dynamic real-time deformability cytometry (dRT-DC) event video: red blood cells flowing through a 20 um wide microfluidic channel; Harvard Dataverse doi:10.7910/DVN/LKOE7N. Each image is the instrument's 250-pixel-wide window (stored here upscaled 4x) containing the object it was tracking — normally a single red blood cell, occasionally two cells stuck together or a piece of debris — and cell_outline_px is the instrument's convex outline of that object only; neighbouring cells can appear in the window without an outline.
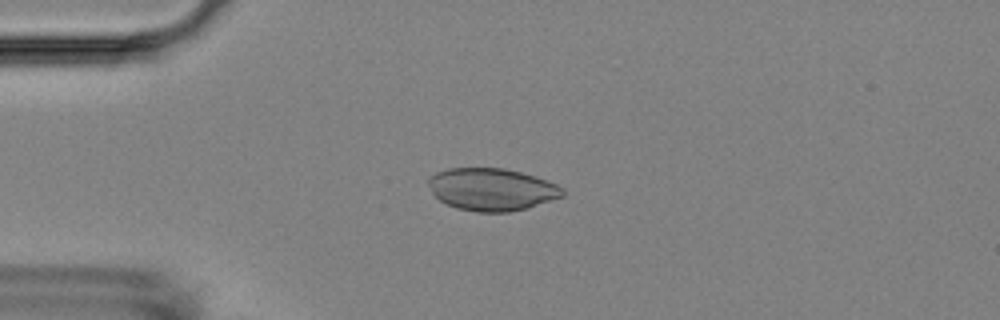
{"species": "Egyptian fruit bat (a non-hibernating species)", "species_latin": "Rousettus aegyptiacus", "temperature_condition": "room temperature", "stored_images_in_passage": 47, "camera_frame_rate_fps": 3000, "um_per_image_px": 0.085, "animal": {"sex": "female"}, "frame": {"image": 1, "passage_image": 14, "time_ms": 4.333, "image_size_px": [1000, 320], "cell_outline_px": [[564, 196], [528, 208], [508, 212], [476, 212], [456, 208], [440, 200], [432, 192], [428, 184], [428, 180], [436, 172], [448, 168], [504, 168], [536, 176], [556, 184], [564, 188]], "centroid_in_image_um": [41.82, 16.1], "position_along_channel_um": 43.2, "area_um2": 33.18}}
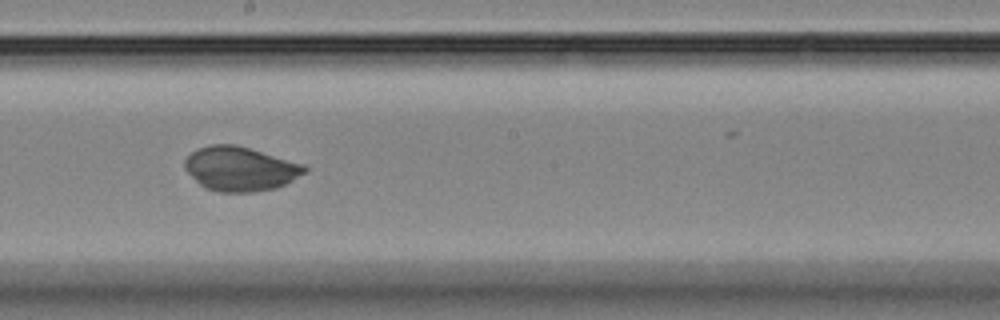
{"frame": {"image": 2, "passage_image": 31, "time_ms": 10.0, "image_size_px": [1000, 320], "cell_outline_px": [[308, 172], [276, 188], [256, 192], [220, 192], [204, 188], [184, 168], [184, 160], [192, 152], [200, 148], [212, 144], [236, 144], [304, 164], [308, 168]], "centroid_in_image_um": [20.44, 14.35], "position_along_channel_um": 227.8, "area_um2": 30.92}}
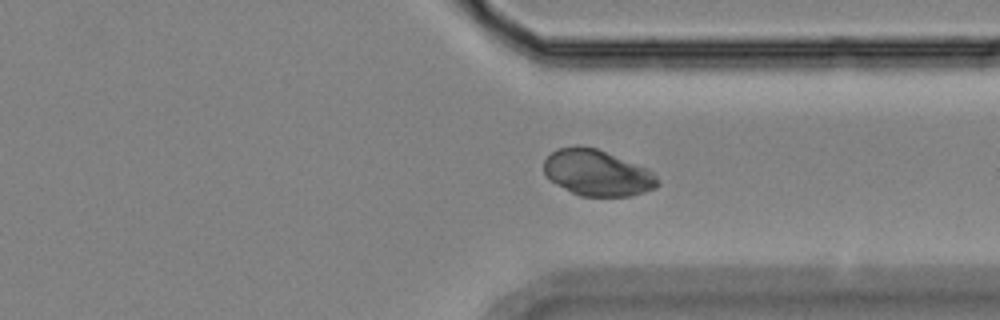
{"frame": {"image": 3, "passage_image": 42, "time_ms": 13.667, "image_size_px": [1000, 320], "cell_outline_px": [[660, 184], [656, 188], [644, 192], [628, 196], [580, 196], [548, 180], [544, 176], [544, 160], [556, 148], [576, 144], [580, 144], [596, 148], [644, 168], [652, 172], [660, 180]], "centroid_in_image_um": [50.71, 14.68], "position_along_channel_um": 360.7, "area_um2": 30.58}}